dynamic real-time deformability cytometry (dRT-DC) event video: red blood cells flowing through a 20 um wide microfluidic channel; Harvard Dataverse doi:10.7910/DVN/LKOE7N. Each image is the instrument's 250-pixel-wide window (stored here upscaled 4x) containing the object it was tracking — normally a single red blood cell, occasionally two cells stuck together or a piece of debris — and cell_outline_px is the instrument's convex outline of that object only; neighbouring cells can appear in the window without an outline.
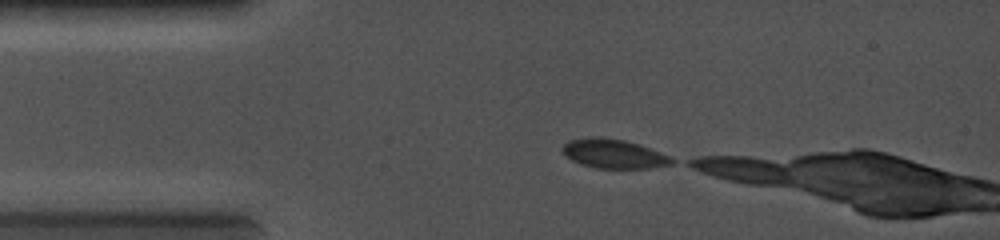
{"species": "common noctule bat (a hibernating species)", "species_latin": "Nyctalus noctula", "temperature_condition": "cold", "stored_images_in_passage": 9, "camera_frame_rate_fps": 5000, "um_per_image_px": 0.085, "animal": {"sex": "female", "body_mass_g": 19.0, "forearm_length_mm": 56.7}, "frame": {"image": 1, "passage_image": 1, "time_ms": 0.0, "image_size_px": [1000, 240], "cell_outline_px": [[676, 160], [672, 164], [648, 168], [596, 168], [580, 164], [572, 160], [560, 148], [568, 140], [588, 136], [604, 136], [624, 140], [640, 144], [660, 152]], "centroid_in_image_um": [52.14, 13.05], "position_along_channel_um": 32.9, "area_um2": 18.73}}